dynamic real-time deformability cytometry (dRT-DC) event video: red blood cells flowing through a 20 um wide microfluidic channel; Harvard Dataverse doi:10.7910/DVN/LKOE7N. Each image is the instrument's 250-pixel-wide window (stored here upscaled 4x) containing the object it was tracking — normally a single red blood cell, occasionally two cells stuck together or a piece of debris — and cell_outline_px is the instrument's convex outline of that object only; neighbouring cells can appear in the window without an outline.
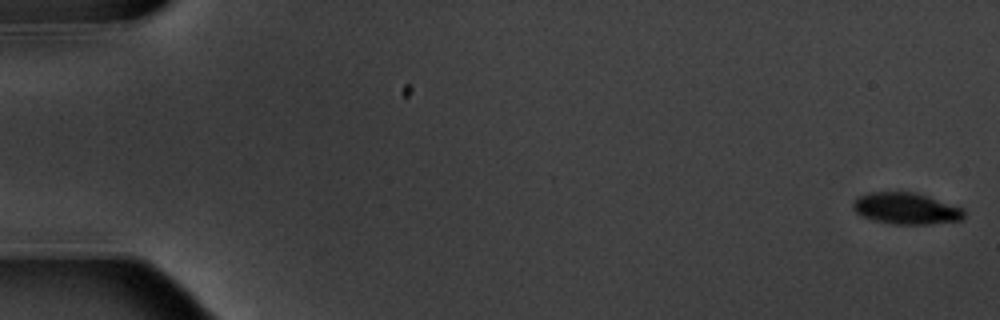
{"species": "common noctule bat (a hibernating species)", "species_latin": "Nyctalus noctula", "temperature_condition": "warm", "stored_images_in_passage": 5, "camera_frame_rate_fps": 3000, "um_per_image_px": 0.085, "animal": {"sex": "male", "body_mass_g": 20.1, "forearm_length_mm": 53.5}, "frame": {"image": 1, "passage_image": 1, "time_ms": 0.0, "image_size_px": [1000, 320], "cell_outline_px": [[964, 216], [960, 220], [932, 224], [892, 224], [872, 220], [860, 216], [852, 208], [852, 204], [860, 196], [868, 192], [916, 192], [964, 208]], "centroid_in_image_um": [77.01, 17.72], "position_along_channel_um": 8.0, "area_um2": 20.46}}
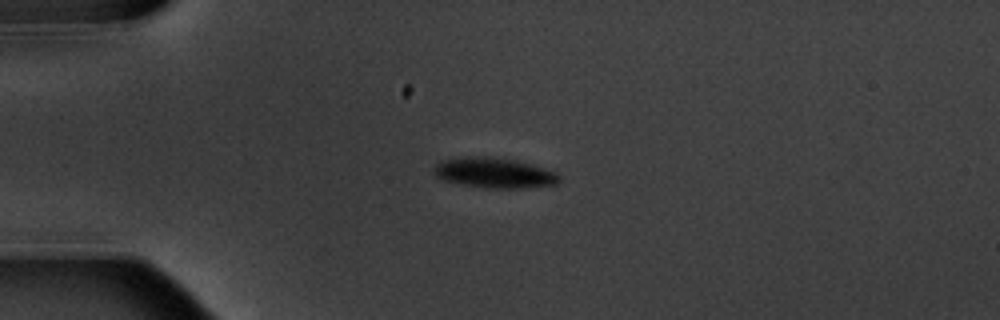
{"frame": {"image": 2, "passage_image": 5, "time_ms": 4.667, "image_size_px": [1000, 320], "cell_outline_px": [[560, 184], [520, 188], [484, 188], [460, 184], [444, 180], [436, 176], [432, 168], [436, 164], [444, 160], [468, 156], [484, 156], [516, 160], [532, 164], [560, 172]], "centroid_in_image_um": [42.07, 14.69], "position_along_channel_um": 42.9, "area_um2": 22.37}}